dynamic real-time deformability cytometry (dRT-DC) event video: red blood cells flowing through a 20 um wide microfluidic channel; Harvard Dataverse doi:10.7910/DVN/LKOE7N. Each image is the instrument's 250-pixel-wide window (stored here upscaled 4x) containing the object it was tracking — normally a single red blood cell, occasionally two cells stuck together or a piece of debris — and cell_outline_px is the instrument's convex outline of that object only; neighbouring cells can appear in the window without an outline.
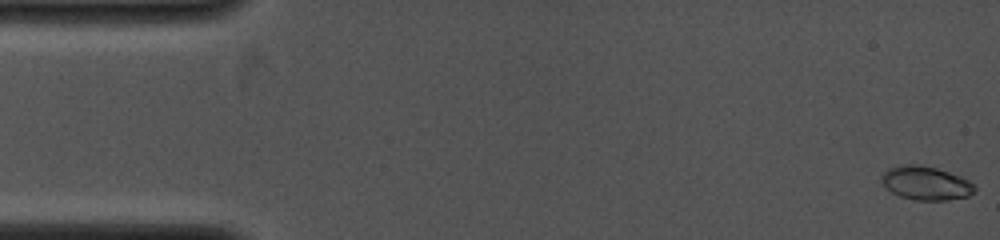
{"species": "common noctule bat (a hibernating species)", "species_latin": "Nyctalus noctula", "temperature_condition": "cold", "stored_images_in_passage": 36, "camera_frame_rate_fps": 4000, "um_per_image_px": 0.085, "animal": {"sex": "female", "body_mass_g": 19.0, "forearm_length_mm": 53.3}, "frame": {"image": 1, "passage_image": 1, "time_ms": 0.0, "image_size_px": [1000, 240], "cell_outline_px": [[976, 192], [968, 196], [948, 200], [916, 200], [900, 196], [892, 192], [880, 180], [880, 176], [888, 168], [908, 164], [916, 164], [936, 168], [960, 176], [968, 180], [976, 188]], "centroid_in_image_um": [78.7, 15.57], "position_along_channel_um": 6.3, "area_um2": 18.15}}
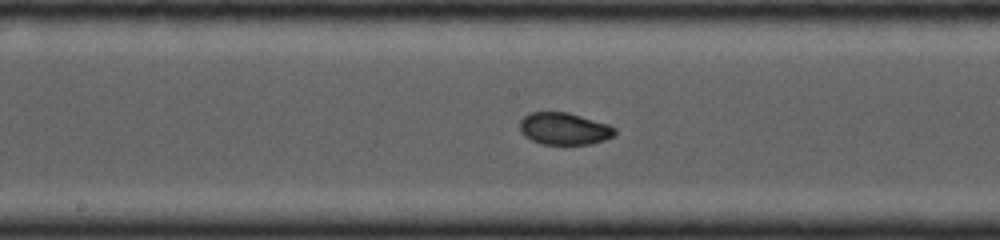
{"frame": {"image": 2, "passage_image": 18, "time_ms": 7.5, "image_size_px": [1000, 240], "cell_outline_px": [[616, 132], [612, 136], [604, 140], [592, 144], [540, 144], [524, 136], [520, 132], [520, 120], [528, 112], [568, 112], [608, 124], [616, 128]], "centroid_in_image_um": [47.93, 10.94], "position_along_channel_um": 200.3, "area_um2": 17.86}}
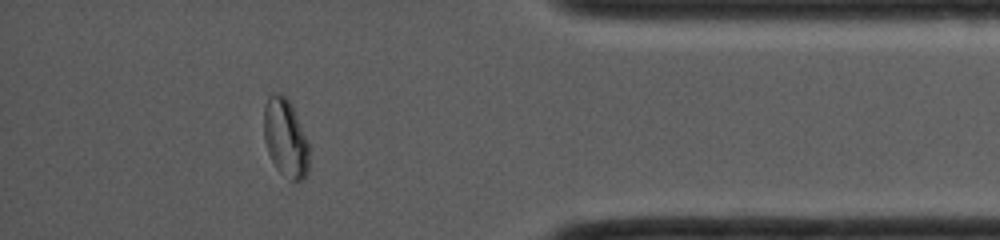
{"frame": {"image": 3, "passage_image": 32, "time_ms": 12.75, "image_size_px": [1000, 240], "cell_outline_px": [[308, 172], [304, 180], [292, 180], [280, 172], [276, 168], [268, 152], [264, 140], [264, 108], [268, 96], [276, 92], [280, 92], [292, 104], [308, 140]], "centroid_in_image_um": [24.27, 11.71], "position_along_channel_um": 410.9, "area_um2": 20.69}}